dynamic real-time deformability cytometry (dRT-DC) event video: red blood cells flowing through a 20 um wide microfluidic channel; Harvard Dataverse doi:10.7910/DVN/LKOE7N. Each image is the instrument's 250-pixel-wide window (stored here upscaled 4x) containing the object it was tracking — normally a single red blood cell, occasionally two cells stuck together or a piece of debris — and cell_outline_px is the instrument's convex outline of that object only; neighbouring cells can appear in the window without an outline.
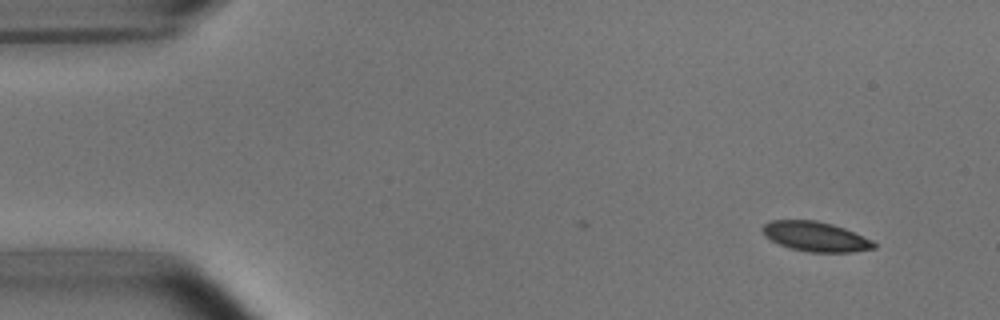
{"species": "common noctule bat (a hibernating species)", "species_latin": "Nyctalus noctula", "temperature_condition": "room temperature", "stored_images_in_passage": 2, "camera_frame_rate_fps": 3000, "um_per_image_px": 0.085, "animal": {"sex": "male", "body_mass_g": 15.6}, "frame": {"image": 1, "passage_image": 2, "time_ms": 0.333, "image_size_px": [1000, 320], "cell_outline_px": [[876, 248], [852, 252], [812, 252], [792, 248], [780, 244], [764, 236], [764, 224], [772, 220], [816, 220], [832, 224], [844, 228], [872, 240], [876, 244]], "centroid_in_image_um": [69.35, 20.1], "position_along_channel_um": 15.6, "area_um2": 19.02}}